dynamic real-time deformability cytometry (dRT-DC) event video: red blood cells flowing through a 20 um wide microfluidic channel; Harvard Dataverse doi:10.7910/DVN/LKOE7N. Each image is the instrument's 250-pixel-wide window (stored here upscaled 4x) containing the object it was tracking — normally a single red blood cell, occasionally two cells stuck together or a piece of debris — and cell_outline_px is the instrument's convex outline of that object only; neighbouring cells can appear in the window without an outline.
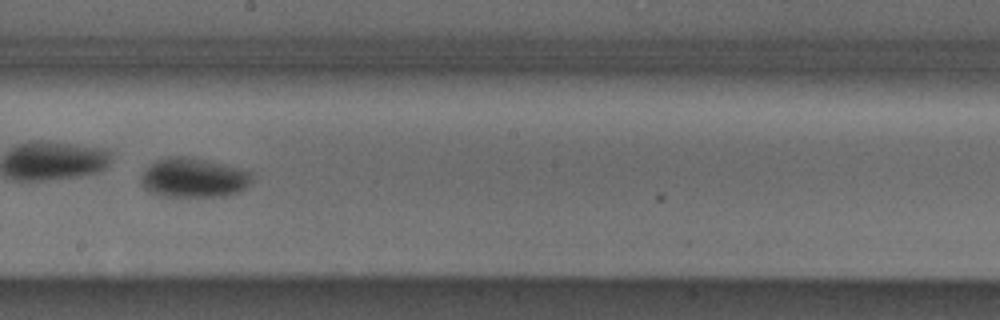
{"species": "Egyptian fruit bat (a non-hibernating species)", "species_latin": "Rousettus aegyptiacus", "temperature_condition": "cold", "stored_images_in_passage": 32, "camera_frame_rate_fps": 3000, "um_per_image_px": 0.085, "animal": {"sex": "male"}, "frame": {"image": 1, "passage_image": 22, "time_ms": 7.0, "image_size_px": [1000, 320], "cell_outline_px": [[252, 180], [240, 192], [224, 196], [156, 196], [148, 192], [140, 184], [140, 176], [144, 168], [156, 160], [168, 156], [184, 156], [220, 164], [252, 172]], "centroid_in_image_um": [16.37, 15.13], "position_along_channel_um": 231.8, "area_um2": 25.55}}